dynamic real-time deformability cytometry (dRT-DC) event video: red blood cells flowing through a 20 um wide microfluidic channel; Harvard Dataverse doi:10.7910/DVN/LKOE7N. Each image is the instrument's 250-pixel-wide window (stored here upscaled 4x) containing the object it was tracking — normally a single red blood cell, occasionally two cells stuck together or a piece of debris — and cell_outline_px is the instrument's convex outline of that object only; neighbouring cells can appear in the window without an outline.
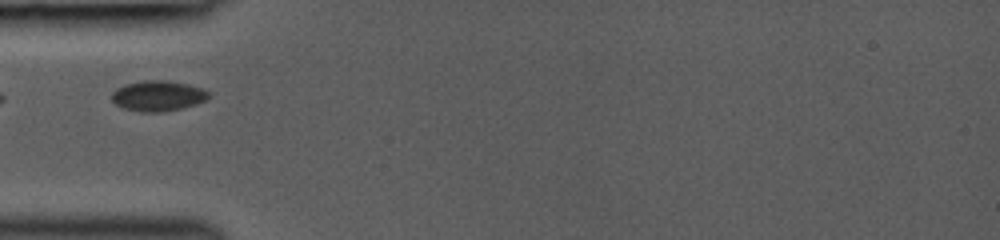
{"species": "common noctule bat (a hibernating species)", "species_latin": "Nyctalus noctula", "temperature_condition": "room temperature", "stored_images_in_passage": 28, "camera_frame_rate_fps": 3000, "um_per_image_px": 0.085, "animal": {"sex": "female", "body_mass_g": 19.0, "forearm_length_mm": 53.3}, "frame": {"image": 1, "passage_image": 1, "time_ms": 0.0, "image_size_px": [1000, 240], "cell_outline_px": [[212, 96], [196, 104], [184, 108], [164, 112], [140, 112], [124, 108], [116, 104], [112, 100], [112, 92], [116, 88], [124, 84], [144, 80], [168, 80], [188, 84], [200, 88], [208, 92]], "centroid_in_image_um": [13.42, 8.15], "position_along_channel_um": 71.6, "area_um2": 17.34}}
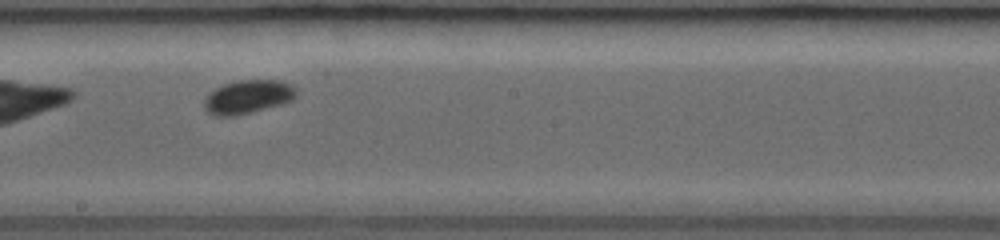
{"frame": {"image": 2, "passage_image": 15, "time_ms": 3.667, "image_size_px": [1000, 240], "cell_outline_px": [[296, 96], [292, 100], [280, 104], [252, 112], [232, 116], [216, 116], [208, 112], [204, 108], [204, 100], [216, 88], [224, 84], [240, 80], [280, 80], [296, 88]], "centroid_in_image_um": [21.07, 8.23], "position_along_channel_um": 227.1, "area_um2": 17.74}}
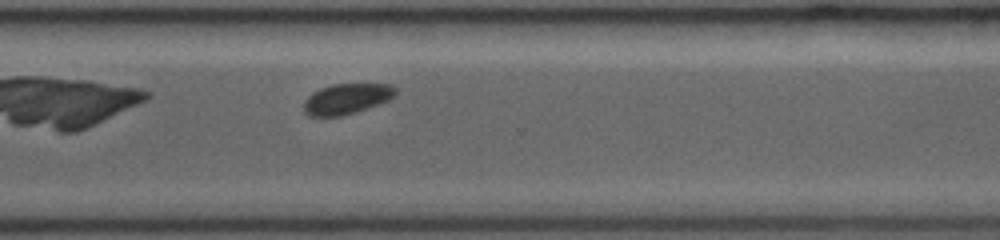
{"frame": {"image": 3, "passage_image": 25, "time_ms": 6.333, "image_size_px": [1000, 240], "cell_outline_px": [[396, 92], [388, 100], [368, 108], [356, 112], [340, 116], [308, 116], [304, 112], [304, 100], [312, 92], [320, 88], [332, 84], [392, 84], [396, 88]], "centroid_in_image_um": [29.44, 8.4], "position_along_channel_um": 341.2, "area_um2": 16.3}}